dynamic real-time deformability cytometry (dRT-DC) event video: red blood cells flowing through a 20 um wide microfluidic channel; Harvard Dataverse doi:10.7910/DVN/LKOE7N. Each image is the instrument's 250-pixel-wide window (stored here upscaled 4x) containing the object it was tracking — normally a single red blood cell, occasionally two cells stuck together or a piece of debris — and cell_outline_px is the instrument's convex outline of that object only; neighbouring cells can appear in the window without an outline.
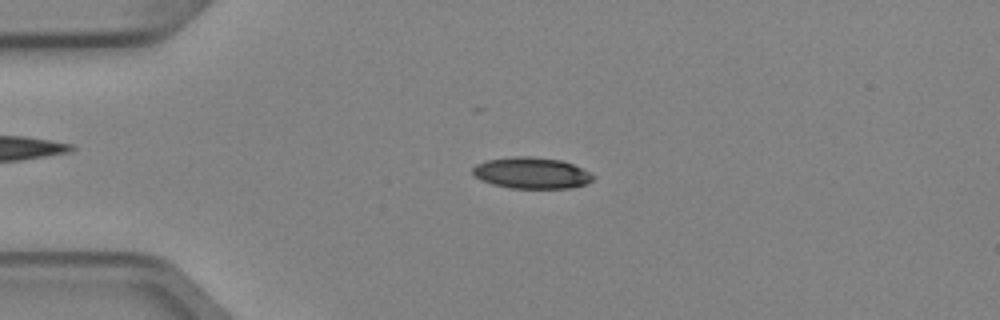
{"species": "Egyptian fruit bat (a non-hibernating species)", "species_latin": "Rousettus aegyptiacus", "temperature_condition": "cold", "stored_images_in_passage": 4, "camera_frame_rate_fps": 3000, "um_per_image_px": 0.085, "animal": {"sex": "female"}, "frame": {"image": 1, "passage_image": 3, "time_ms": 0.667, "image_size_px": [1000, 320], "cell_outline_px": [[596, 176], [588, 184], [572, 188], [508, 188], [492, 184], [480, 180], [472, 176], [472, 168], [476, 164], [488, 160], [516, 156], [532, 156], [560, 160], [572, 164]], "centroid_in_image_um": [45.16, 14.71], "position_along_channel_um": 39.8, "area_um2": 22.08}}